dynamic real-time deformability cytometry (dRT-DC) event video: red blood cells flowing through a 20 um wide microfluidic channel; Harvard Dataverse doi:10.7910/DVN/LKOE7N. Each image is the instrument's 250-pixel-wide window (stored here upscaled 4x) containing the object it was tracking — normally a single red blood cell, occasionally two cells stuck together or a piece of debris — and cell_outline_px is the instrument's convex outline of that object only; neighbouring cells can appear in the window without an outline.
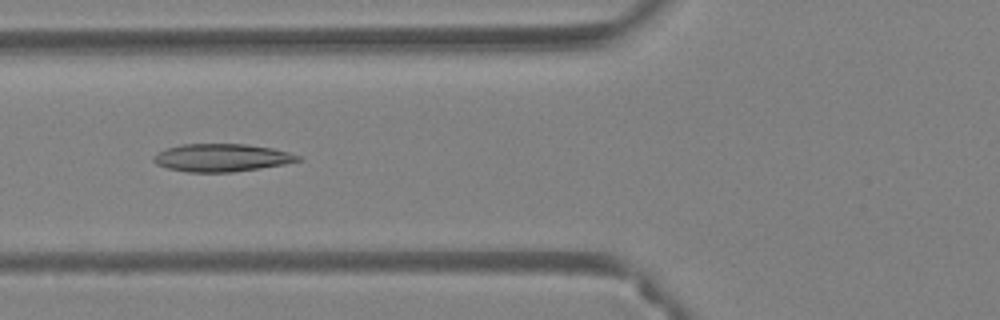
{"species": "Egyptian fruit bat (a non-hibernating species)", "species_latin": "Rousettus aegyptiacus", "temperature_condition": "warm", "stored_images_in_passage": 43, "camera_frame_rate_fps": 3000, "um_per_image_px": 0.085, "animal": {"sex": "female"}, "frame": {"image": 1, "passage_image": 12, "time_ms": 3.667, "image_size_px": [1000, 320], "cell_outline_px": [[304, 160], [284, 164], [260, 168], [232, 172], [188, 172], [168, 168], [156, 164], [152, 160], [152, 156], [164, 148], [180, 144], [248, 144], [272, 148], [288, 152], [300, 156]], "centroid_in_image_um": [18.82, 13.4], "position_along_channel_um": 107.0, "area_um2": 23.52}}
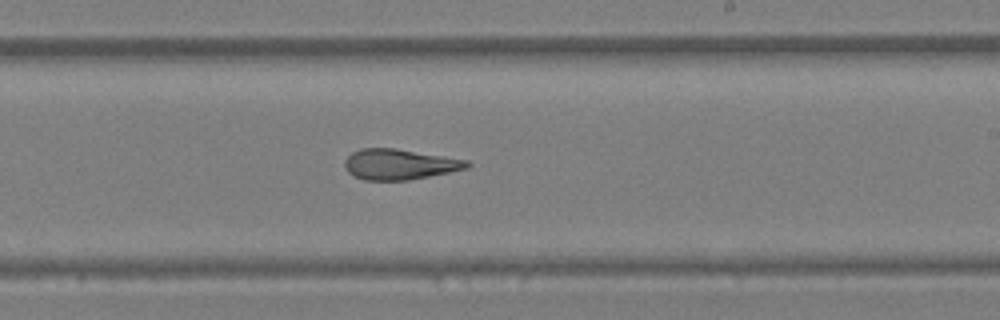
{"frame": {"image": 2, "passage_image": 23, "time_ms": 7.333, "image_size_px": [1000, 320], "cell_outline_px": [[472, 164], [468, 168], [408, 180], [364, 180], [352, 176], [348, 172], [344, 164], [344, 160], [352, 152], [360, 148], [396, 148], [468, 160]], "centroid_in_image_um": [33.93, 13.96], "position_along_channel_um": 255.1, "area_um2": 21.79}}
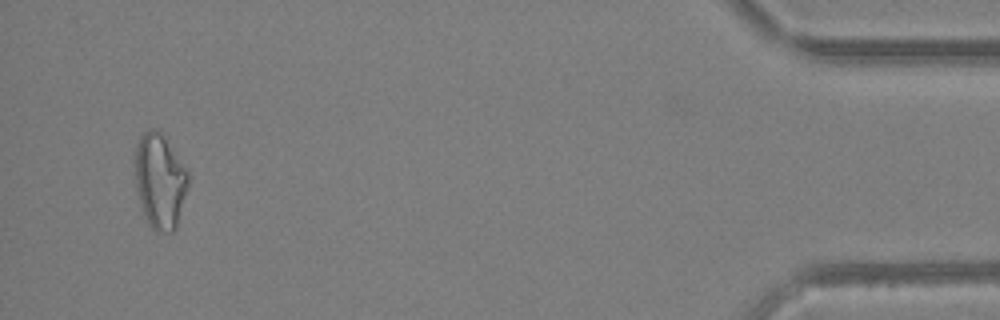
{"frame": {"image": 3, "passage_image": 41, "time_ms": 13.333, "image_size_px": [1000, 320], "cell_outline_px": [[188, 188], [176, 228], [172, 232], [156, 232], [148, 224], [144, 216], [136, 184], [132, 160], [136, 144], [140, 136], [148, 128], [156, 128], [164, 136], [188, 172]], "centroid_in_image_um": [13.56, 15.37], "position_along_channel_um": 421.6, "area_um2": 29.77}, "authors_computed_cell_mechanics": {"area_um2": 23.8136, "velocity_mm_per_s": 4.0409, "shape_relaxation_time_tau1_ms": null, "shape_relaxation_time_tau2_ms": 2.6795, "deformation_change_tau1": null, "deformation_change_tau2": 0.1275}}